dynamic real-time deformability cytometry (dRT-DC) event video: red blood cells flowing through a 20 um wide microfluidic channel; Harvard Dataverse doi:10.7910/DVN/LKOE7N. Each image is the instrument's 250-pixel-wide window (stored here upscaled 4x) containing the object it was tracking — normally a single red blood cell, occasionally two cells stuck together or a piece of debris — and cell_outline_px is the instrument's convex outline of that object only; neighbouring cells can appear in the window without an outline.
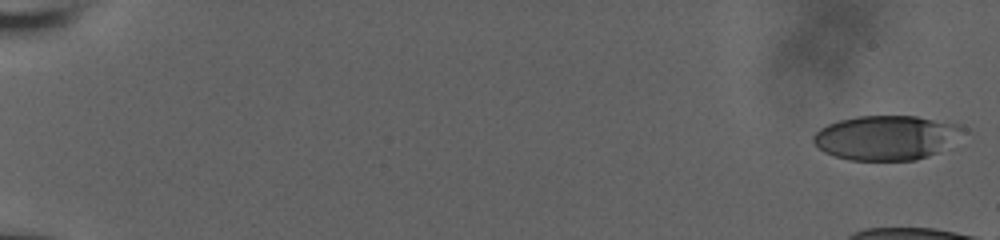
{"species": "human", "species_latin": "Homo sapiens", "temperature_condition": "room temperature", "stored_images_in_passage": 18, "camera_frame_rate_fps": 3000, "um_per_image_px": 0.085, "donor": {"sex": "male"}, "frame": {"image": 1, "passage_image": 1, "time_ms": 0.0, "image_size_px": [1000, 240], "cell_outline_px": [[968, 132], [936, 152], [928, 156], [916, 160], [848, 160], [824, 152], [812, 140], [812, 136], [820, 128], [828, 124], [840, 120], [856, 116], [916, 116], [960, 124]], "centroid_in_image_um": [75.35, 11.69], "position_along_channel_um": 9.7, "area_um2": 38.78}}
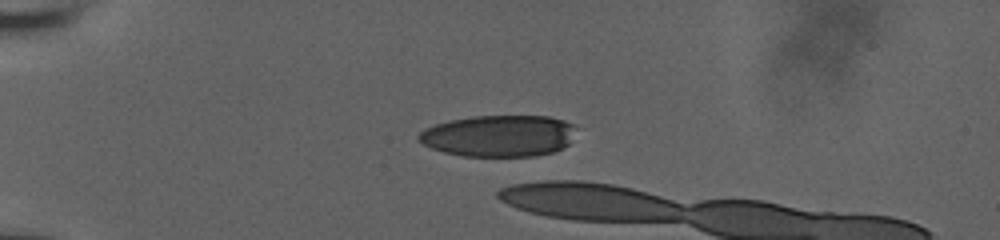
{"frame": {"image": 2, "passage_image": 16, "time_ms": 5.0, "image_size_px": [1000, 240], "cell_outline_px": [[576, 128], [568, 144], [552, 152], [536, 156], [464, 156], [444, 152], [432, 148], [424, 144], [416, 136], [424, 128], [436, 124], [452, 120], [472, 116], [548, 116], [564, 120], [572, 124]], "centroid_in_image_um": [42.4, 11.54], "position_along_channel_um": 42.6, "area_um2": 37.97}}